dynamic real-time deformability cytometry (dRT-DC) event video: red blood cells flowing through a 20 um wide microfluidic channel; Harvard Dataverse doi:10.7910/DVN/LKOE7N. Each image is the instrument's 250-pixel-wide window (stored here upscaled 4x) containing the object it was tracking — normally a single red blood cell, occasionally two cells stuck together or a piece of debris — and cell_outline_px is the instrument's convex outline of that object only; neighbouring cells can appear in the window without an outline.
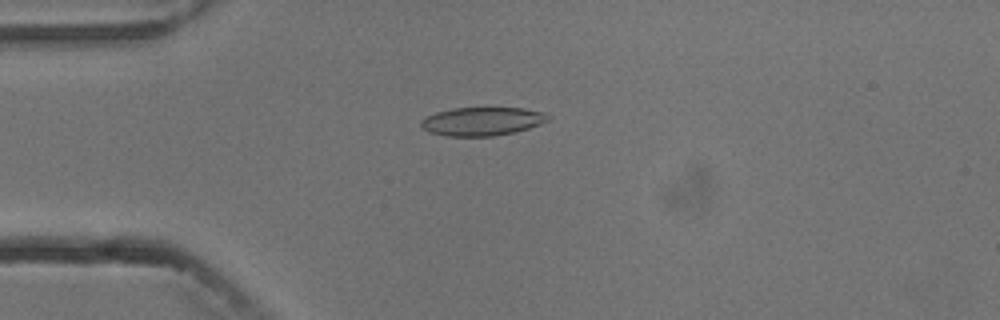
{"species": "common noctule bat (a hibernating species)", "species_latin": "Nyctalus noctula", "temperature_condition": "cold", "stored_images_in_passage": 6, "camera_frame_rate_fps": 3000, "um_per_image_px": 0.085, "animal": {"sex": "male", "body_mass_g": 13.3}, "frame": {"image": 1, "passage_image": 4, "time_ms": 3.333, "image_size_px": [1000, 320], "cell_outline_px": [[552, 116], [548, 120], [540, 124], [516, 132], [492, 136], [444, 136], [428, 132], [420, 128], [420, 120], [424, 116], [436, 112], [452, 108], [524, 108], [544, 112]], "centroid_in_image_um": [40.94, 10.31], "position_along_channel_um": 44.1, "area_um2": 21.39}}
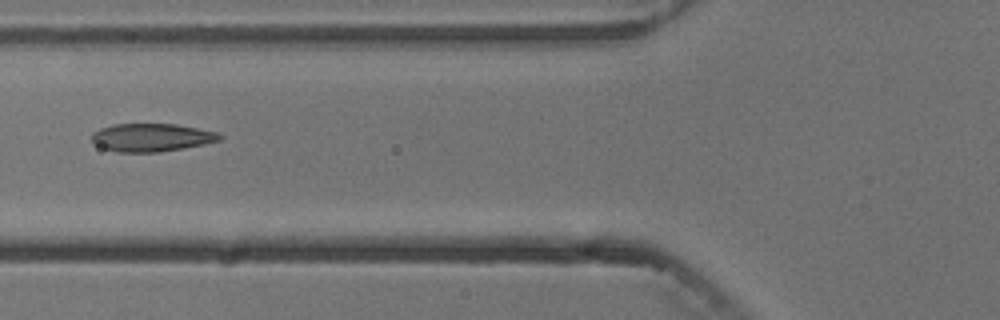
{"frame": {"image": 2, "passage_image": 6, "time_ms": 5.667, "image_size_px": [1000, 320], "cell_outline_px": [[224, 136], [220, 140], [204, 144], [184, 148], [160, 152], [116, 152], [104, 148], [96, 144], [92, 140], [92, 132], [100, 128], [112, 124], [176, 124], [220, 132]], "centroid_in_image_um": [12.91, 11.68], "position_along_channel_um": 112.9, "area_um2": 21.04}}